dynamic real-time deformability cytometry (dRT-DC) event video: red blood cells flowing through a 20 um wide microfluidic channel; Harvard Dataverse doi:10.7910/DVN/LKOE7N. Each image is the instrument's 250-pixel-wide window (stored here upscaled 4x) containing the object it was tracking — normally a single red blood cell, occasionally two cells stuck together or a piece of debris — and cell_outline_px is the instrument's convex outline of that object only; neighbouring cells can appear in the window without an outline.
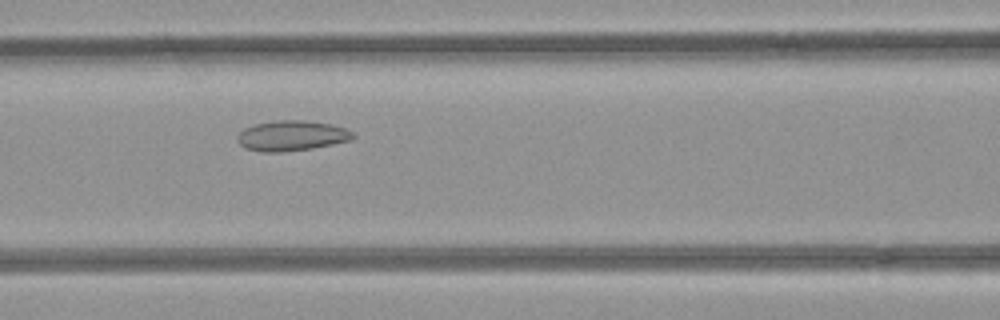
{"species": "common noctule bat (a hibernating species)", "species_latin": "Nyctalus noctula", "temperature_condition": "room temperature", "stored_images_in_passage": 44, "camera_frame_rate_fps": 3000, "um_per_image_px": 0.085, "animal": {"sex": "female", "body_mass_g": 21.9}, "frame": {"image": 1, "passage_image": 14, "time_ms": 4.333, "image_size_px": [1000, 320], "cell_outline_px": [[356, 136], [352, 140], [312, 148], [280, 152], [260, 152], [248, 148], [240, 144], [236, 140], [236, 136], [244, 128], [256, 124], [276, 120], [304, 120], [328, 124], [344, 128], [356, 132]], "centroid_in_image_um": [24.8, 11.53], "position_along_channel_um": 141.8, "area_um2": 20.35}}
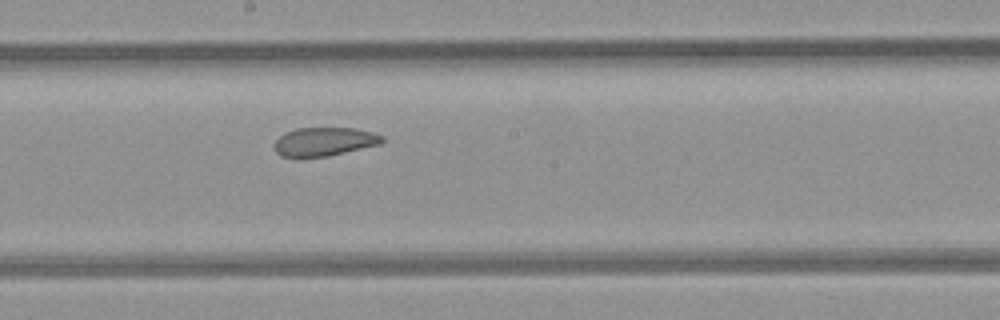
{"frame": {"image": 2, "passage_image": 20, "time_ms": 6.333, "image_size_px": [1000, 320], "cell_outline_px": [[384, 140], [380, 144], [328, 156], [300, 160], [296, 160], [280, 156], [276, 152], [272, 144], [284, 132], [296, 128], [356, 128], [372, 132], [384, 136]], "centroid_in_image_um": [27.48, 12.08], "position_along_channel_um": 220.7, "area_um2": 18.67}}
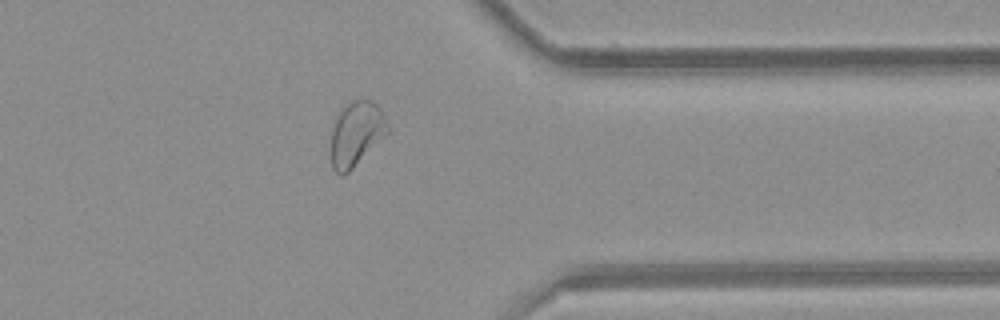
{"frame": {"image": 3, "passage_image": 33, "time_ms": 10.667, "image_size_px": [1000, 320], "cell_outline_px": [[388, 132], [344, 176], [340, 176], [332, 168], [332, 128], [344, 104], [352, 100], [372, 100], [380, 108], [388, 124]], "centroid_in_image_um": [30.27, 11.35], "position_along_channel_um": 381.1, "area_um2": 20.87}, "authors_computed_cell_mechanics": {"area_um2": 21.097, "velocity_mm_per_s": 3.9507, "shape_relaxation_time_tau1_ms": null, "shape_relaxation_time_tau2_ms": 2.0118, "deformation_change_tau1": null, "deformation_change_tau2": 0.077}}